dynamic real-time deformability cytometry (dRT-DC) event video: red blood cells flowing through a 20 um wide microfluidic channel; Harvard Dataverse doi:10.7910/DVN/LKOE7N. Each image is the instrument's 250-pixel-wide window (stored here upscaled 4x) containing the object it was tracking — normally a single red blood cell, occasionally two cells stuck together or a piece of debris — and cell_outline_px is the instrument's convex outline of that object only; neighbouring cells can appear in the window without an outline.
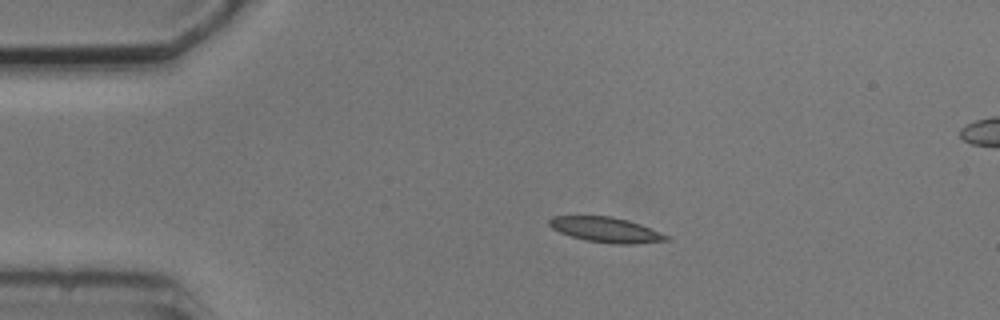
{"species": "common noctule bat (a hibernating species)", "species_latin": "Nyctalus noctula", "temperature_condition": "cold", "stored_images_in_passage": 3, "segment_of_instrument_passage": [1, 2], "camera_frame_rate_fps": 3000, "um_per_image_px": 0.085, "animal": {"sex": "male", "body_mass_g": 20.5, "forearm_length_mm": 52.5}, "frame": {"image": 1, "passage_image": 1, "time_ms": 0.0, "image_size_px": [1000, 320], "cell_outline_px": [[672, 236], [668, 240], [632, 244], [612, 244], [584, 240], [560, 232], [552, 228], [548, 224], [548, 220], [552, 216], [612, 216], [628, 220], [640, 224]], "centroid_in_image_um": [51.53, 19.53], "position_along_channel_um": 33.5, "area_um2": 17.22}}